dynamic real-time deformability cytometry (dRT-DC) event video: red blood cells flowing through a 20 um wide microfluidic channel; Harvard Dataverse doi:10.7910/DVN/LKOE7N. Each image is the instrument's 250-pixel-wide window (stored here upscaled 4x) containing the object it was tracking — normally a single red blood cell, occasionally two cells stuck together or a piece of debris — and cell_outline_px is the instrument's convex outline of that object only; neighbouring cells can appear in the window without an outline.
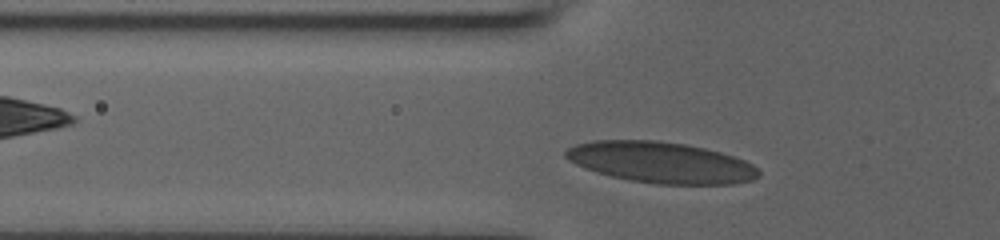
{"species": "human", "species_latin": "Homo sapiens", "temperature_condition": "room temperature", "stored_images_in_passage": 29, "camera_frame_rate_fps": 3000, "um_per_image_px": 0.085, "donor": {"sex": "male"}, "frame": {"image": 1, "passage_image": 3, "time_ms": 0.667, "image_size_px": [1000, 240], "cell_outline_px": [[760, 176], [752, 180], [732, 184], [656, 184], [632, 180], [612, 176], [596, 172], [584, 168], [568, 160], [564, 156], [564, 152], [568, 148], [576, 144], [592, 140], [660, 140], [684, 144], [704, 148], [720, 152], [744, 160], [760, 168]], "centroid_in_image_um": [56.18, 13.8], "position_along_channel_um": 69.6, "area_um2": 46.24}}
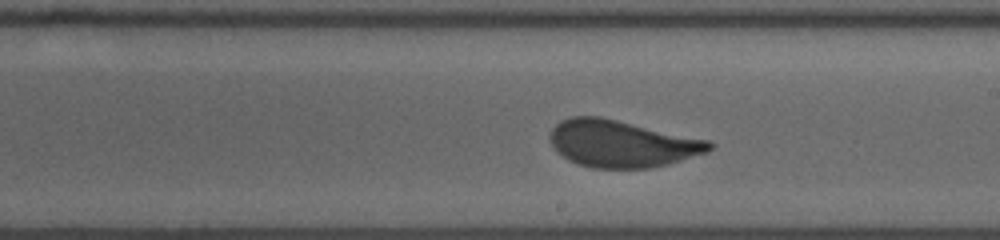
{"frame": {"image": 2, "passage_image": 16, "time_ms": 5.0, "image_size_px": [1000, 240], "cell_outline_px": [[716, 144], [708, 152], [668, 164], [648, 168], [592, 168], [576, 164], [568, 160], [556, 152], [552, 144], [552, 128], [560, 120], [572, 116], [600, 116], [708, 140]], "centroid_in_image_um": [52.85, 12.22], "position_along_channel_um": 236.2, "area_um2": 43.58}}
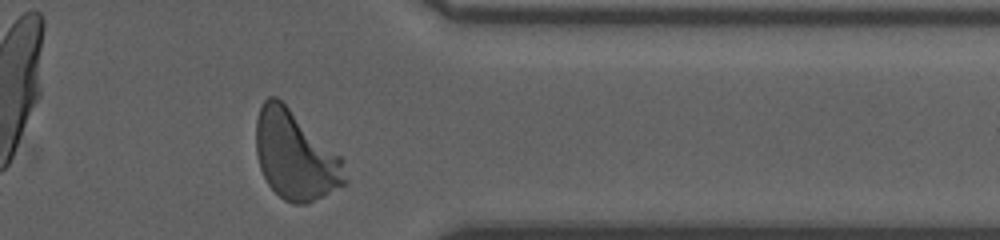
{"frame": {"image": 3, "passage_image": 28, "time_ms": 9.0, "image_size_px": [1000, 240], "cell_outline_px": [[348, 184], [308, 204], [292, 204], [284, 200], [268, 184], [260, 168], [256, 152], [256, 120], [260, 104], [268, 96], [276, 96], [340, 156], [344, 160], [348, 180]], "centroid_in_image_um": [25.11, 13.25], "position_along_channel_um": 386.3, "area_um2": 46.01}, "authors_computed_cell_mechanics": {"area_um2": 43.7546, "velocity_mm_per_s": 3.8986, "shape_relaxation_time_tau1_ms": 3.8185, "shape_relaxation_time_tau2_ms": null, "deformation_change_tau1": 0.1472, "deformation_change_tau2": null}}